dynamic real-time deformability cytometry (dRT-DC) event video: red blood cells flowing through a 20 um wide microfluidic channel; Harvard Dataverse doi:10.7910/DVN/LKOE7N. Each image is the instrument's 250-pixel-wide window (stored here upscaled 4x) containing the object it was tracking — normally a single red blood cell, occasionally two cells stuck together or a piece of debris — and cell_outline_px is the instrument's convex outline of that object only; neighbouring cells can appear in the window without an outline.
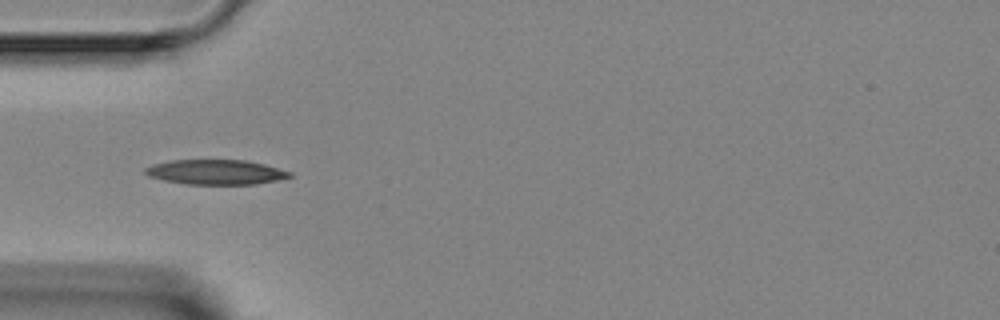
{"species": "Egyptian fruit bat (a non-hibernating species)", "species_latin": "Rousettus aegyptiacus", "temperature_condition": "room temperature", "stored_images_in_passage": 6, "camera_frame_rate_fps": 3000, "um_per_image_px": 0.085, "animal": {"sex": "female"}, "frame": {"image": 1, "passage_image": 6, "time_ms": 5.667, "image_size_px": [1000, 320], "cell_outline_px": [[292, 176], [276, 180], [256, 184], [184, 184], [164, 180], [148, 176], [144, 172], [144, 168], [152, 164], [172, 160], [244, 160], [264, 164], [292, 172]], "centroid_in_image_um": [18.31, 14.62], "position_along_channel_um": 66.7, "area_um2": 20.87}}